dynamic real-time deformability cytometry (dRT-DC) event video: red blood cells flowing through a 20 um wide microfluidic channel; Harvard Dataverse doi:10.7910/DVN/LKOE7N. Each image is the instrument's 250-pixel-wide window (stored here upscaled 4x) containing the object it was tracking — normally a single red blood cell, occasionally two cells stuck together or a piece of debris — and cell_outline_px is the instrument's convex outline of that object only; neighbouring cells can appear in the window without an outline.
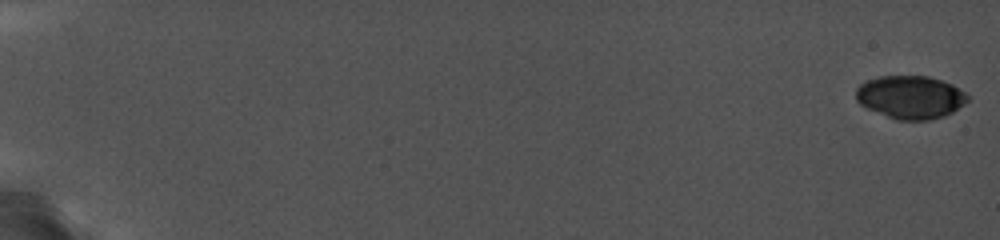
{"species": "common noctule bat (a hibernating species)", "species_latin": "Nyctalus noctula", "temperature_condition": "cold", "stored_images_in_passage": 12, "camera_frame_rate_fps": 5000, "um_per_image_px": 0.085, "animal": {"sex": "female", "body_mass_g": 19.0, "forearm_length_mm": 56.7}, "frame": {"image": 1, "passage_image": 1, "time_ms": 0.0, "image_size_px": [1000, 240], "cell_outline_px": [[968, 100], [964, 104], [952, 112], [944, 116], [928, 120], [896, 120], [868, 108], [860, 104], [856, 100], [856, 88], [860, 84], [868, 80], [880, 76], [928, 76], [952, 84], [964, 92], [968, 96]], "centroid_in_image_um": [77.38, 8.26], "position_along_channel_um": 7.6, "area_um2": 27.86}}
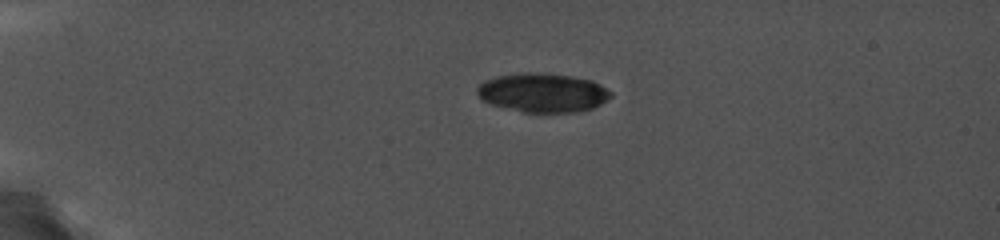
{"frame": {"image": 2, "passage_image": 10, "time_ms": 4.8, "image_size_px": [1000, 240], "cell_outline_px": [[612, 96], [600, 104], [592, 108], [576, 112], [524, 112], [492, 104], [484, 100], [476, 92], [476, 88], [484, 80], [496, 76], [520, 72], [532, 72], [572, 76], [592, 80], [600, 84], [612, 92]], "centroid_in_image_um": [46.14, 7.86], "position_along_channel_um": 38.9, "area_um2": 30.29}}